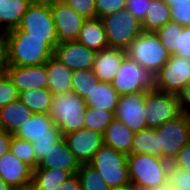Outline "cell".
I'll list each match as a JSON object with an SVG mask.
<instances>
[{"label": "cell", "mask_w": 190, "mask_h": 190, "mask_svg": "<svg viewBox=\"0 0 190 190\" xmlns=\"http://www.w3.org/2000/svg\"><path fill=\"white\" fill-rule=\"evenodd\" d=\"M64 138L80 165L90 163L94 154L104 145V135L85 127Z\"/></svg>", "instance_id": "15"}, {"label": "cell", "mask_w": 190, "mask_h": 190, "mask_svg": "<svg viewBox=\"0 0 190 190\" xmlns=\"http://www.w3.org/2000/svg\"><path fill=\"white\" fill-rule=\"evenodd\" d=\"M7 66H35L45 64L53 56V49L45 38L6 37Z\"/></svg>", "instance_id": "6"}, {"label": "cell", "mask_w": 190, "mask_h": 190, "mask_svg": "<svg viewBox=\"0 0 190 190\" xmlns=\"http://www.w3.org/2000/svg\"><path fill=\"white\" fill-rule=\"evenodd\" d=\"M146 125L147 128L155 129L167 121L180 116L179 95L152 89L145 95Z\"/></svg>", "instance_id": "9"}, {"label": "cell", "mask_w": 190, "mask_h": 190, "mask_svg": "<svg viewBox=\"0 0 190 190\" xmlns=\"http://www.w3.org/2000/svg\"><path fill=\"white\" fill-rule=\"evenodd\" d=\"M6 37L45 38V42L54 49L58 38L49 0H34L22 16L19 26L7 31Z\"/></svg>", "instance_id": "1"}, {"label": "cell", "mask_w": 190, "mask_h": 190, "mask_svg": "<svg viewBox=\"0 0 190 190\" xmlns=\"http://www.w3.org/2000/svg\"><path fill=\"white\" fill-rule=\"evenodd\" d=\"M171 7V19L184 27H190V4H176Z\"/></svg>", "instance_id": "42"}, {"label": "cell", "mask_w": 190, "mask_h": 190, "mask_svg": "<svg viewBox=\"0 0 190 190\" xmlns=\"http://www.w3.org/2000/svg\"><path fill=\"white\" fill-rule=\"evenodd\" d=\"M155 130L159 137L162 159L172 162L190 140V116L182 113L176 119L165 122Z\"/></svg>", "instance_id": "8"}, {"label": "cell", "mask_w": 190, "mask_h": 190, "mask_svg": "<svg viewBox=\"0 0 190 190\" xmlns=\"http://www.w3.org/2000/svg\"><path fill=\"white\" fill-rule=\"evenodd\" d=\"M119 97L111 83L98 81L85 102L88 107L115 112Z\"/></svg>", "instance_id": "24"}, {"label": "cell", "mask_w": 190, "mask_h": 190, "mask_svg": "<svg viewBox=\"0 0 190 190\" xmlns=\"http://www.w3.org/2000/svg\"><path fill=\"white\" fill-rule=\"evenodd\" d=\"M190 82V59L170 55L167 63L154 76V89L179 95Z\"/></svg>", "instance_id": "11"}, {"label": "cell", "mask_w": 190, "mask_h": 190, "mask_svg": "<svg viewBox=\"0 0 190 190\" xmlns=\"http://www.w3.org/2000/svg\"><path fill=\"white\" fill-rule=\"evenodd\" d=\"M158 134L155 129L145 128L135 133L131 147V154H150L162 158V151L159 150Z\"/></svg>", "instance_id": "30"}, {"label": "cell", "mask_w": 190, "mask_h": 190, "mask_svg": "<svg viewBox=\"0 0 190 190\" xmlns=\"http://www.w3.org/2000/svg\"><path fill=\"white\" fill-rule=\"evenodd\" d=\"M167 184L177 190H190V171L180 169L170 163L167 172Z\"/></svg>", "instance_id": "36"}, {"label": "cell", "mask_w": 190, "mask_h": 190, "mask_svg": "<svg viewBox=\"0 0 190 190\" xmlns=\"http://www.w3.org/2000/svg\"><path fill=\"white\" fill-rule=\"evenodd\" d=\"M183 28L184 26L171 20L155 32L170 55H174L176 52L178 30H183Z\"/></svg>", "instance_id": "34"}, {"label": "cell", "mask_w": 190, "mask_h": 190, "mask_svg": "<svg viewBox=\"0 0 190 190\" xmlns=\"http://www.w3.org/2000/svg\"><path fill=\"white\" fill-rule=\"evenodd\" d=\"M45 66L48 74L47 89L53 95L72 91L71 76L73 71L71 69L56 60L53 56L47 60Z\"/></svg>", "instance_id": "23"}, {"label": "cell", "mask_w": 190, "mask_h": 190, "mask_svg": "<svg viewBox=\"0 0 190 190\" xmlns=\"http://www.w3.org/2000/svg\"><path fill=\"white\" fill-rule=\"evenodd\" d=\"M171 20V7L164 0H151L141 25L143 31L156 32Z\"/></svg>", "instance_id": "28"}, {"label": "cell", "mask_w": 190, "mask_h": 190, "mask_svg": "<svg viewBox=\"0 0 190 190\" xmlns=\"http://www.w3.org/2000/svg\"><path fill=\"white\" fill-rule=\"evenodd\" d=\"M169 6H176V4H190V0H164Z\"/></svg>", "instance_id": "49"}, {"label": "cell", "mask_w": 190, "mask_h": 190, "mask_svg": "<svg viewBox=\"0 0 190 190\" xmlns=\"http://www.w3.org/2000/svg\"><path fill=\"white\" fill-rule=\"evenodd\" d=\"M101 20L109 47L126 49L143 32L141 22L126 8Z\"/></svg>", "instance_id": "7"}, {"label": "cell", "mask_w": 190, "mask_h": 190, "mask_svg": "<svg viewBox=\"0 0 190 190\" xmlns=\"http://www.w3.org/2000/svg\"><path fill=\"white\" fill-rule=\"evenodd\" d=\"M34 0H8L0 6V30L7 32L17 28L22 16Z\"/></svg>", "instance_id": "26"}, {"label": "cell", "mask_w": 190, "mask_h": 190, "mask_svg": "<svg viewBox=\"0 0 190 190\" xmlns=\"http://www.w3.org/2000/svg\"><path fill=\"white\" fill-rule=\"evenodd\" d=\"M85 128L105 134L106 129L115 119L114 112L94 109L91 107L86 108L84 113Z\"/></svg>", "instance_id": "31"}, {"label": "cell", "mask_w": 190, "mask_h": 190, "mask_svg": "<svg viewBox=\"0 0 190 190\" xmlns=\"http://www.w3.org/2000/svg\"><path fill=\"white\" fill-rule=\"evenodd\" d=\"M171 163L180 169L190 171V140L179 151L178 155Z\"/></svg>", "instance_id": "44"}, {"label": "cell", "mask_w": 190, "mask_h": 190, "mask_svg": "<svg viewBox=\"0 0 190 190\" xmlns=\"http://www.w3.org/2000/svg\"><path fill=\"white\" fill-rule=\"evenodd\" d=\"M126 55L153 76L167 63L170 54L155 32L143 31L126 49Z\"/></svg>", "instance_id": "5"}, {"label": "cell", "mask_w": 190, "mask_h": 190, "mask_svg": "<svg viewBox=\"0 0 190 190\" xmlns=\"http://www.w3.org/2000/svg\"><path fill=\"white\" fill-rule=\"evenodd\" d=\"M151 0H127L126 9L140 22L145 18Z\"/></svg>", "instance_id": "43"}, {"label": "cell", "mask_w": 190, "mask_h": 190, "mask_svg": "<svg viewBox=\"0 0 190 190\" xmlns=\"http://www.w3.org/2000/svg\"><path fill=\"white\" fill-rule=\"evenodd\" d=\"M15 190H36L32 185L25 187V188H20V189H15Z\"/></svg>", "instance_id": "52"}, {"label": "cell", "mask_w": 190, "mask_h": 190, "mask_svg": "<svg viewBox=\"0 0 190 190\" xmlns=\"http://www.w3.org/2000/svg\"><path fill=\"white\" fill-rule=\"evenodd\" d=\"M33 168L10 151L0 157V178L13 190L31 185Z\"/></svg>", "instance_id": "16"}, {"label": "cell", "mask_w": 190, "mask_h": 190, "mask_svg": "<svg viewBox=\"0 0 190 190\" xmlns=\"http://www.w3.org/2000/svg\"><path fill=\"white\" fill-rule=\"evenodd\" d=\"M96 54L76 40L60 42L53 49V57L72 71L92 69Z\"/></svg>", "instance_id": "14"}, {"label": "cell", "mask_w": 190, "mask_h": 190, "mask_svg": "<svg viewBox=\"0 0 190 190\" xmlns=\"http://www.w3.org/2000/svg\"><path fill=\"white\" fill-rule=\"evenodd\" d=\"M5 74L19 93L29 89L47 88L48 74L45 64L35 66H7Z\"/></svg>", "instance_id": "17"}, {"label": "cell", "mask_w": 190, "mask_h": 190, "mask_svg": "<svg viewBox=\"0 0 190 190\" xmlns=\"http://www.w3.org/2000/svg\"><path fill=\"white\" fill-rule=\"evenodd\" d=\"M156 190H177V189L174 188L173 186L169 185V184H165L164 186H162Z\"/></svg>", "instance_id": "51"}, {"label": "cell", "mask_w": 190, "mask_h": 190, "mask_svg": "<svg viewBox=\"0 0 190 190\" xmlns=\"http://www.w3.org/2000/svg\"><path fill=\"white\" fill-rule=\"evenodd\" d=\"M76 41L95 52L109 47L104 24L99 18L86 19Z\"/></svg>", "instance_id": "21"}, {"label": "cell", "mask_w": 190, "mask_h": 190, "mask_svg": "<svg viewBox=\"0 0 190 190\" xmlns=\"http://www.w3.org/2000/svg\"><path fill=\"white\" fill-rule=\"evenodd\" d=\"M85 19L96 18L95 0H61Z\"/></svg>", "instance_id": "39"}, {"label": "cell", "mask_w": 190, "mask_h": 190, "mask_svg": "<svg viewBox=\"0 0 190 190\" xmlns=\"http://www.w3.org/2000/svg\"><path fill=\"white\" fill-rule=\"evenodd\" d=\"M5 74V68L0 65V78Z\"/></svg>", "instance_id": "53"}, {"label": "cell", "mask_w": 190, "mask_h": 190, "mask_svg": "<svg viewBox=\"0 0 190 190\" xmlns=\"http://www.w3.org/2000/svg\"><path fill=\"white\" fill-rule=\"evenodd\" d=\"M126 57L125 49L108 47L97 52L92 70L100 82L111 83Z\"/></svg>", "instance_id": "18"}, {"label": "cell", "mask_w": 190, "mask_h": 190, "mask_svg": "<svg viewBox=\"0 0 190 190\" xmlns=\"http://www.w3.org/2000/svg\"><path fill=\"white\" fill-rule=\"evenodd\" d=\"M32 116L30 109L17 99L0 108V128L14 135Z\"/></svg>", "instance_id": "22"}, {"label": "cell", "mask_w": 190, "mask_h": 190, "mask_svg": "<svg viewBox=\"0 0 190 190\" xmlns=\"http://www.w3.org/2000/svg\"><path fill=\"white\" fill-rule=\"evenodd\" d=\"M10 152L33 169L36 168V155L32 147V142L13 135L10 143Z\"/></svg>", "instance_id": "35"}, {"label": "cell", "mask_w": 190, "mask_h": 190, "mask_svg": "<svg viewBox=\"0 0 190 190\" xmlns=\"http://www.w3.org/2000/svg\"><path fill=\"white\" fill-rule=\"evenodd\" d=\"M174 55L190 59V27L178 30L177 49Z\"/></svg>", "instance_id": "41"}, {"label": "cell", "mask_w": 190, "mask_h": 190, "mask_svg": "<svg viewBox=\"0 0 190 190\" xmlns=\"http://www.w3.org/2000/svg\"><path fill=\"white\" fill-rule=\"evenodd\" d=\"M63 137H43L32 142V147L36 155V168L38 163L46 156L47 152Z\"/></svg>", "instance_id": "40"}, {"label": "cell", "mask_w": 190, "mask_h": 190, "mask_svg": "<svg viewBox=\"0 0 190 190\" xmlns=\"http://www.w3.org/2000/svg\"><path fill=\"white\" fill-rule=\"evenodd\" d=\"M0 65L7 67V39L6 32L0 30Z\"/></svg>", "instance_id": "48"}, {"label": "cell", "mask_w": 190, "mask_h": 190, "mask_svg": "<svg viewBox=\"0 0 190 190\" xmlns=\"http://www.w3.org/2000/svg\"><path fill=\"white\" fill-rule=\"evenodd\" d=\"M170 163L150 154H129L127 165L131 187L135 190H156L164 186Z\"/></svg>", "instance_id": "2"}, {"label": "cell", "mask_w": 190, "mask_h": 190, "mask_svg": "<svg viewBox=\"0 0 190 190\" xmlns=\"http://www.w3.org/2000/svg\"><path fill=\"white\" fill-rule=\"evenodd\" d=\"M53 93L47 88L29 89L19 93V100L33 114H49L53 102Z\"/></svg>", "instance_id": "29"}, {"label": "cell", "mask_w": 190, "mask_h": 190, "mask_svg": "<svg viewBox=\"0 0 190 190\" xmlns=\"http://www.w3.org/2000/svg\"><path fill=\"white\" fill-rule=\"evenodd\" d=\"M0 190H13V189L0 178Z\"/></svg>", "instance_id": "50"}, {"label": "cell", "mask_w": 190, "mask_h": 190, "mask_svg": "<svg viewBox=\"0 0 190 190\" xmlns=\"http://www.w3.org/2000/svg\"><path fill=\"white\" fill-rule=\"evenodd\" d=\"M72 176L73 174L67 170L37 167L33 169L31 185L36 190H55Z\"/></svg>", "instance_id": "27"}, {"label": "cell", "mask_w": 190, "mask_h": 190, "mask_svg": "<svg viewBox=\"0 0 190 190\" xmlns=\"http://www.w3.org/2000/svg\"><path fill=\"white\" fill-rule=\"evenodd\" d=\"M145 95L146 92L121 95L114 112L115 118L122 121L134 134L147 128Z\"/></svg>", "instance_id": "12"}, {"label": "cell", "mask_w": 190, "mask_h": 190, "mask_svg": "<svg viewBox=\"0 0 190 190\" xmlns=\"http://www.w3.org/2000/svg\"><path fill=\"white\" fill-rule=\"evenodd\" d=\"M19 99V91L14 83L4 74L0 78V108Z\"/></svg>", "instance_id": "37"}, {"label": "cell", "mask_w": 190, "mask_h": 190, "mask_svg": "<svg viewBox=\"0 0 190 190\" xmlns=\"http://www.w3.org/2000/svg\"><path fill=\"white\" fill-rule=\"evenodd\" d=\"M127 0H95L96 18L112 15L126 8Z\"/></svg>", "instance_id": "38"}, {"label": "cell", "mask_w": 190, "mask_h": 190, "mask_svg": "<svg viewBox=\"0 0 190 190\" xmlns=\"http://www.w3.org/2000/svg\"><path fill=\"white\" fill-rule=\"evenodd\" d=\"M49 7L57 30L58 43L77 40L86 19L61 0H49Z\"/></svg>", "instance_id": "13"}, {"label": "cell", "mask_w": 190, "mask_h": 190, "mask_svg": "<svg viewBox=\"0 0 190 190\" xmlns=\"http://www.w3.org/2000/svg\"><path fill=\"white\" fill-rule=\"evenodd\" d=\"M55 190H82L80 179L77 174H74Z\"/></svg>", "instance_id": "47"}, {"label": "cell", "mask_w": 190, "mask_h": 190, "mask_svg": "<svg viewBox=\"0 0 190 190\" xmlns=\"http://www.w3.org/2000/svg\"><path fill=\"white\" fill-rule=\"evenodd\" d=\"M98 81L99 79L92 69L75 70L71 76L72 92L85 100Z\"/></svg>", "instance_id": "32"}, {"label": "cell", "mask_w": 190, "mask_h": 190, "mask_svg": "<svg viewBox=\"0 0 190 190\" xmlns=\"http://www.w3.org/2000/svg\"><path fill=\"white\" fill-rule=\"evenodd\" d=\"M117 190H135L133 187H127V188H123V189H117Z\"/></svg>", "instance_id": "54"}, {"label": "cell", "mask_w": 190, "mask_h": 190, "mask_svg": "<svg viewBox=\"0 0 190 190\" xmlns=\"http://www.w3.org/2000/svg\"><path fill=\"white\" fill-rule=\"evenodd\" d=\"M87 104L74 92L56 94L49 111V117L61 131L62 136L85 127L84 113Z\"/></svg>", "instance_id": "3"}, {"label": "cell", "mask_w": 190, "mask_h": 190, "mask_svg": "<svg viewBox=\"0 0 190 190\" xmlns=\"http://www.w3.org/2000/svg\"><path fill=\"white\" fill-rule=\"evenodd\" d=\"M127 157L128 155L104 144L89 164L97 170L111 190L123 189L131 186Z\"/></svg>", "instance_id": "4"}, {"label": "cell", "mask_w": 190, "mask_h": 190, "mask_svg": "<svg viewBox=\"0 0 190 190\" xmlns=\"http://www.w3.org/2000/svg\"><path fill=\"white\" fill-rule=\"evenodd\" d=\"M13 134H10L0 128V157L10 151V143Z\"/></svg>", "instance_id": "46"}, {"label": "cell", "mask_w": 190, "mask_h": 190, "mask_svg": "<svg viewBox=\"0 0 190 190\" xmlns=\"http://www.w3.org/2000/svg\"><path fill=\"white\" fill-rule=\"evenodd\" d=\"M77 176L80 179L82 190H111L97 170L89 163L80 166Z\"/></svg>", "instance_id": "33"}, {"label": "cell", "mask_w": 190, "mask_h": 190, "mask_svg": "<svg viewBox=\"0 0 190 190\" xmlns=\"http://www.w3.org/2000/svg\"><path fill=\"white\" fill-rule=\"evenodd\" d=\"M8 0H0V6L4 3H6Z\"/></svg>", "instance_id": "55"}, {"label": "cell", "mask_w": 190, "mask_h": 190, "mask_svg": "<svg viewBox=\"0 0 190 190\" xmlns=\"http://www.w3.org/2000/svg\"><path fill=\"white\" fill-rule=\"evenodd\" d=\"M181 113L190 116V82L179 94Z\"/></svg>", "instance_id": "45"}, {"label": "cell", "mask_w": 190, "mask_h": 190, "mask_svg": "<svg viewBox=\"0 0 190 190\" xmlns=\"http://www.w3.org/2000/svg\"><path fill=\"white\" fill-rule=\"evenodd\" d=\"M15 137L34 142L43 137H63L49 114H33L17 132Z\"/></svg>", "instance_id": "19"}, {"label": "cell", "mask_w": 190, "mask_h": 190, "mask_svg": "<svg viewBox=\"0 0 190 190\" xmlns=\"http://www.w3.org/2000/svg\"><path fill=\"white\" fill-rule=\"evenodd\" d=\"M80 166V163L69 149L63 137L47 152L46 156L38 163L37 167L55 170L63 169L70 171L74 175L77 174Z\"/></svg>", "instance_id": "20"}, {"label": "cell", "mask_w": 190, "mask_h": 190, "mask_svg": "<svg viewBox=\"0 0 190 190\" xmlns=\"http://www.w3.org/2000/svg\"><path fill=\"white\" fill-rule=\"evenodd\" d=\"M134 133L116 118L106 129L104 144L126 155L131 154Z\"/></svg>", "instance_id": "25"}, {"label": "cell", "mask_w": 190, "mask_h": 190, "mask_svg": "<svg viewBox=\"0 0 190 190\" xmlns=\"http://www.w3.org/2000/svg\"><path fill=\"white\" fill-rule=\"evenodd\" d=\"M111 84L119 96L147 92L154 89V76L138 63L126 57Z\"/></svg>", "instance_id": "10"}]
</instances>
